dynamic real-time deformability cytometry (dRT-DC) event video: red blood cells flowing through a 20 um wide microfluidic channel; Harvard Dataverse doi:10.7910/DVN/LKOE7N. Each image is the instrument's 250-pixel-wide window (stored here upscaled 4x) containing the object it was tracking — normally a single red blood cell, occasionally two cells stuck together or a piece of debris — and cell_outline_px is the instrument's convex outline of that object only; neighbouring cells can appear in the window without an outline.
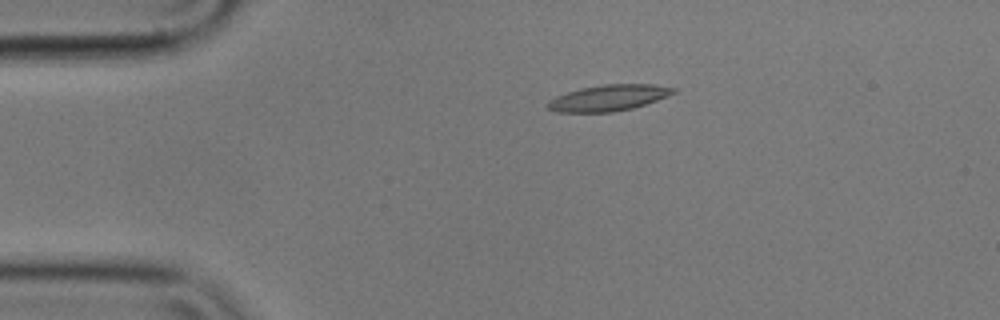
{"species": "common noctule bat (a hibernating species)", "species_latin": "Nyctalus noctula", "temperature_condition": "cold", "stored_images_in_passage": 6, "camera_frame_rate_fps": 3000, "um_per_image_px": 0.085, "animal": {"sex": "male", "body_mass_g": 17.9}, "frame": {"image": 1, "passage_image": 4, "time_ms": 1.0, "image_size_px": [1000, 320], "cell_outline_px": [[676, 92], [668, 96], [632, 108], [612, 112], [556, 112], [548, 108], [548, 100], [556, 96], [580, 88], [604, 84], [656, 84], [676, 88]], "centroid_in_image_um": [51.74, 8.31], "position_along_channel_um": 33.3, "area_um2": 19.02}}
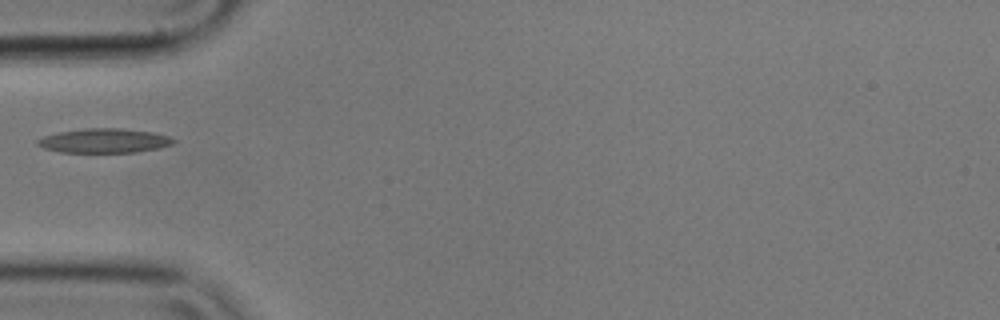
{"frame": {"image": 2, "passage_image": 6, "time_ms": 1.667, "image_size_px": [1000, 320], "cell_outline_px": [[176, 140], [172, 144], [160, 148], [136, 152], [60, 152], [44, 148], [36, 144], [36, 140], [44, 136], [60, 132], [84, 128], [120, 128], [152, 132], [168, 136]], "centroid_in_image_um": [8.86, 11.96], "position_along_channel_um": 76.1, "area_um2": 19.19}}